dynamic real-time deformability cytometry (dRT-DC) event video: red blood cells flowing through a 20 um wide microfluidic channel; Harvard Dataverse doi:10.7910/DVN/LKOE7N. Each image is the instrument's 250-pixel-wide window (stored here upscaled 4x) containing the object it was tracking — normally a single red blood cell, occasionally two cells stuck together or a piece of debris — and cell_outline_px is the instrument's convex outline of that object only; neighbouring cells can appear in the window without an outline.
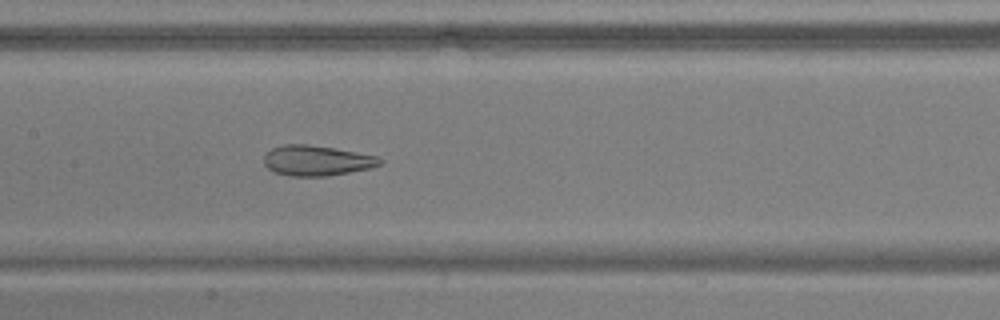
{"species": "common noctule bat (a hibernating species)", "species_latin": "Nyctalus noctula", "temperature_condition": "warm", "stored_images_in_passage": 54, "camera_frame_rate_fps": 3000, "um_per_image_px": 0.085, "animal": {"sex": "male", "body_mass_g": 17.9, "forearm_length_mm": 54.2}, "frame": {"image": 1, "passage_image": 27, "time_ms": 8.667, "image_size_px": [1000, 320], "cell_outline_px": [[384, 160], [380, 164], [372, 168], [328, 176], [288, 176], [276, 172], [268, 168], [264, 164], [264, 156], [272, 148], [284, 144], [308, 144], [356, 152], [376, 156]], "centroid_in_image_um": [26.92, 13.65], "position_along_channel_um": 180.5, "area_um2": 20.4}}
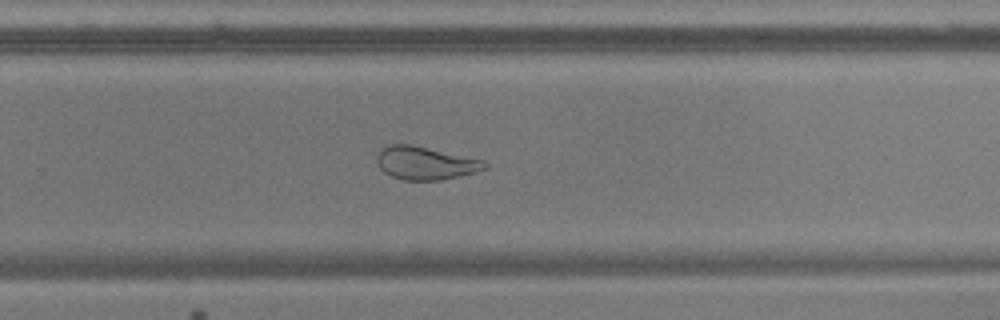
{"frame": {"image": 2, "passage_image": 36, "time_ms": 11.667, "image_size_px": [1000, 320], "cell_outline_px": [[488, 168], [476, 172], [440, 180], [404, 180], [392, 176], [384, 172], [380, 168], [376, 160], [376, 156], [380, 148], [388, 144], [412, 144], [484, 160], [488, 164]], "centroid_in_image_um": [36.14, 13.85], "position_along_channel_um": 293.7, "area_um2": 20.92}}
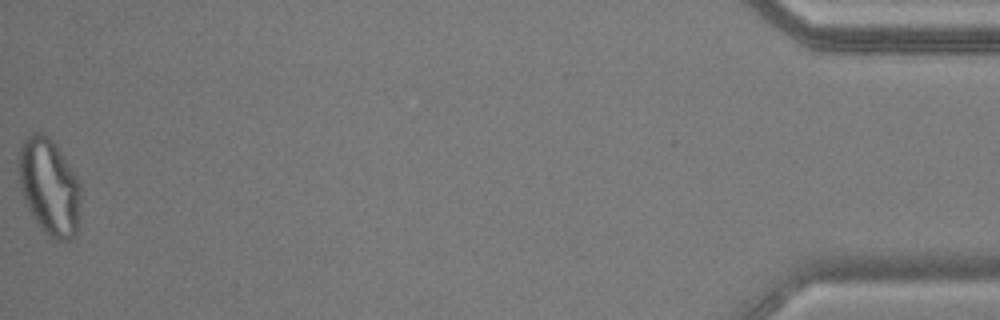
{"frame": {"image": 3, "passage_image": 54, "time_ms": 17.667, "image_size_px": [1000, 320], "cell_outline_px": [[80, 200], [76, 232], [68, 240], [56, 240], [48, 236], [44, 232], [32, 216], [28, 208], [20, 188], [20, 148], [28, 132], [44, 132], [48, 136], [76, 176], [80, 184]], "centroid_in_image_um": [4.18, 15.88], "position_along_channel_um": 431.0, "area_um2": 34.22}, "authors_computed_cell_mechanics": {"area_um2": 27.1371, "velocity_mm_per_s": 3.7915, "shape_relaxation_time_tau1_ms": null, "shape_relaxation_time_tau2_ms": 1.5377, "deformation_change_tau1": null, "deformation_change_tau2": 0.0841}}